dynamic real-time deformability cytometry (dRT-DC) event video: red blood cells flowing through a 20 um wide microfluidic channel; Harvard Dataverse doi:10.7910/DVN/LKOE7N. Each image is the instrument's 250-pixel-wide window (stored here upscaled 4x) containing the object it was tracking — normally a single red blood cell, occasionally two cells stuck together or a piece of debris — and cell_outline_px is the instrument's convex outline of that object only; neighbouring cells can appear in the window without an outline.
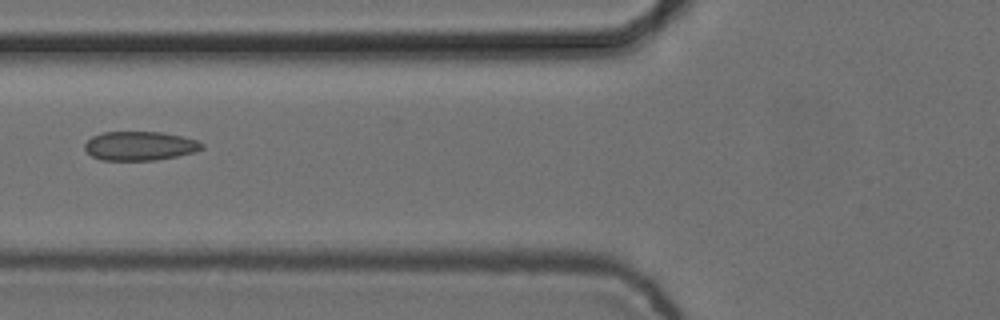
{"species": "common noctule bat (a hibernating species)", "species_latin": "Nyctalus noctula", "temperature_condition": "cold", "stored_images_in_passage": 3, "camera_frame_rate_fps": 3000, "um_per_image_px": 0.085, "animal": {"sex": "female", "body_mass_g": 24.6, "forearm_length_mm": 56.2}, "frame": {"image": 1, "passage_image": 3, "time_ms": 0.667, "image_size_px": [1000, 320], "cell_outline_px": [[204, 148], [196, 152], [156, 160], [100, 160], [92, 156], [84, 148], [84, 144], [92, 136], [104, 132], [160, 132], [180, 136], [196, 140], [204, 144]], "centroid_in_image_um": [11.88, 12.41], "position_along_channel_um": 113.9, "area_um2": 19.77}}